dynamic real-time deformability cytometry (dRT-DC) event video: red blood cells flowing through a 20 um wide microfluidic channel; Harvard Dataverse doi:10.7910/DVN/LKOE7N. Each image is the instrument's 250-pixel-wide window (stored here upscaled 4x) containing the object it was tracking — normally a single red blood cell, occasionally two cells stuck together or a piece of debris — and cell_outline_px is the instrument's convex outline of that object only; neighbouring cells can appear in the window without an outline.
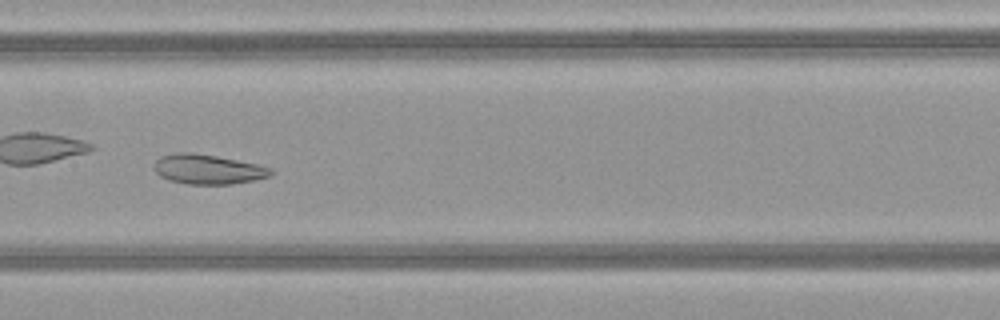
{"species": "common noctule bat (a hibernating species)", "species_latin": "Nyctalus noctula", "temperature_condition": "warm", "stored_images_in_passage": 34, "camera_frame_rate_fps": 3000, "um_per_image_px": 0.085, "animal": {"sex": "female", "body_mass_g": 21.9}, "frame": {"image": 1, "passage_image": 10, "time_ms": 3.0, "image_size_px": [1000, 320], "cell_outline_px": [[272, 172], [268, 176], [252, 180], [232, 184], [188, 184], [168, 180], [160, 176], [156, 172], [156, 160], [160, 156], [176, 152], [192, 152], [216, 156], [256, 164], [272, 168]], "centroid_in_image_um": [17.64, 14.38], "position_along_channel_um": 189.8, "area_um2": 19.94}}
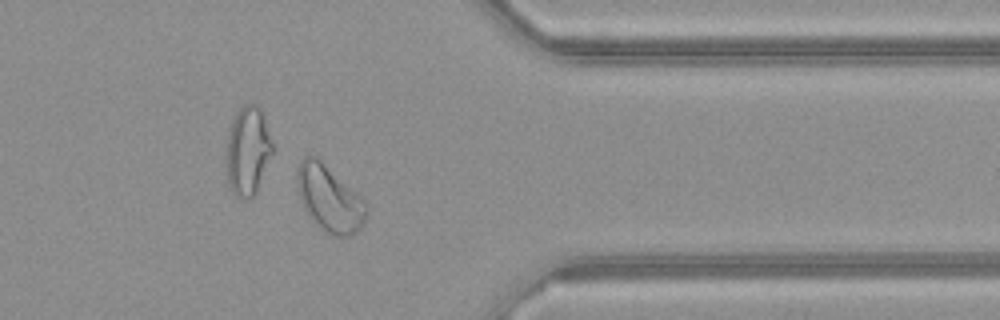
{"frame": {"image": 2, "passage_image": 25, "time_ms": 8.0, "image_size_px": [1000, 320], "cell_outline_px": [[368, 212], [360, 228], [356, 232], [348, 236], [336, 236], [324, 232], [304, 212], [300, 200], [296, 180], [296, 172], [300, 160], [304, 156], [316, 156], [364, 200], [368, 204]], "centroid_in_image_um": [27.97, 16.89], "position_along_channel_um": 383.4, "area_um2": 26.7}, "authors_computed_cell_mechanics": {"area_um2": 21.6461, "velocity_mm_per_s": 4.1201, "shape_relaxation_time_tau1_ms": null, "shape_relaxation_time_tau2_ms": 2.199, "deformation_change_tau1": null, "deformation_change_tau2": 0.0881}}